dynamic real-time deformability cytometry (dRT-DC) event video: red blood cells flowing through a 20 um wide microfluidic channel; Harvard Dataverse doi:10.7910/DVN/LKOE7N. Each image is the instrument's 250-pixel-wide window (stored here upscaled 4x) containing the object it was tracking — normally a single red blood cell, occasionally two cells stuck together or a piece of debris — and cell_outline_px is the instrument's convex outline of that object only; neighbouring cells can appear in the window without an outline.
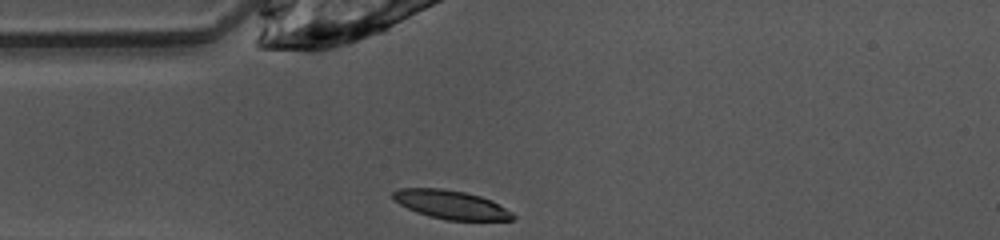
{"species": "common noctule bat (a hibernating species)", "species_latin": "Nyctalus noctula", "temperature_condition": "warm", "stored_images_in_passage": 38, "camera_frame_rate_fps": 3000, "um_per_image_px": 0.085, "animal": {"sex": "female", "body_mass_g": 10.0, "forearm_length_mm": 53.1}, "frame": {"image": 1, "passage_image": 1, "time_ms": 0.0, "image_size_px": [1000, 240], "cell_outline_px": [[516, 220], [444, 220], [428, 216], [416, 212], [400, 204], [392, 196], [392, 192], [400, 188], [440, 188], [464, 192], [480, 196], [492, 200], [512, 212], [516, 216]], "centroid_in_image_um": [38.36, 17.4], "position_along_channel_um": 46.6, "area_um2": 20.0}}
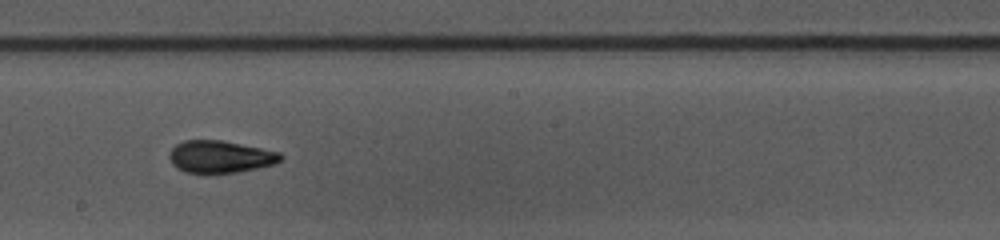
{"frame": {"image": 2, "passage_image": 15, "time_ms": 4.667, "image_size_px": [1000, 240], "cell_outline_px": [[284, 156], [280, 160], [272, 164], [256, 168], [236, 172], [208, 176], [184, 172], [176, 168], [172, 164], [168, 156], [168, 152], [176, 144], [184, 140], [220, 140], [280, 152]], "centroid_in_image_um": [18.64, 13.36], "position_along_channel_um": 229.6, "area_um2": 21.39}}
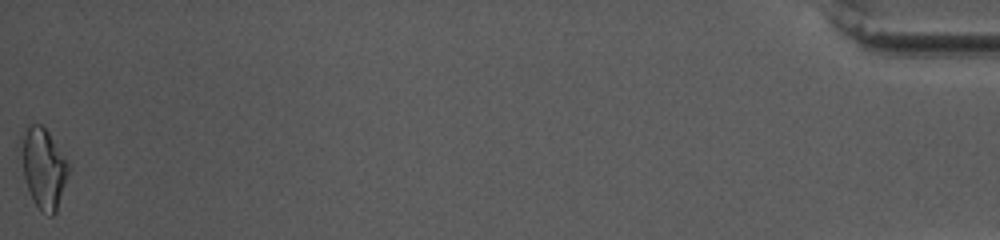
{"frame": {"image": 3, "passage_image": 38, "time_ms": 12.333, "image_size_px": [1000, 240], "cell_outline_px": [[68, 172], [56, 212], [52, 216], [48, 216], [40, 212], [32, 200], [24, 176], [24, 136], [28, 128], [32, 124], [40, 124], [48, 132], [68, 160]], "centroid_in_image_um": [3.75, 14.38], "position_along_channel_um": 431.4, "area_um2": 21.1}, "authors_computed_cell_mechanics": {"area_um2": 20.5768, "velocity_mm_per_s": 4.0556, "shape_relaxation_time_tau1_ms": 5.0917, "shape_relaxation_time_tau2_ms": 2.2044, "deformation_change_tau1": 0.1725, "deformation_change_tau2": 0.0869}}